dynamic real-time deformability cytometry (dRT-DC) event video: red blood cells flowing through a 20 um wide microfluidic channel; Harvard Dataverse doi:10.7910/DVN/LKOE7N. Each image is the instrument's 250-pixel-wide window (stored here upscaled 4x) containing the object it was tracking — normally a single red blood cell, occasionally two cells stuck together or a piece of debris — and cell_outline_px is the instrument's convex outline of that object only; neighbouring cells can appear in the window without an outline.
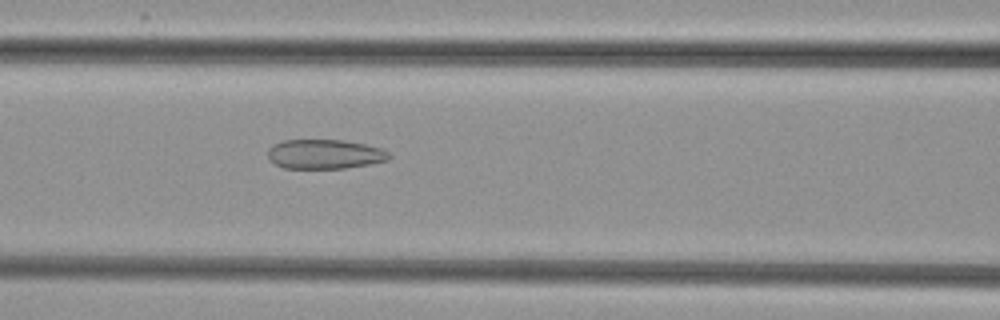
{"species": "common noctule bat (a hibernating species)", "species_latin": "Nyctalus noctula", "temperature_condition": "cold", "stored_images_in_passage": 53, "camera_frame_rate_fps": 3000, "um_per_image_px": 0.085, "animal": {"sex": "female", "body_mass_g": 29.2, "forearm_length_mm": 56.3}, "frame": {"image": 1, "passage_image": 23, "time_ms": 7.333, "image_size_px": [1000, 320], "cell_outline_px": [[392, 156], [388, 160], [368, 164], [344, 168], [284, 168], [276, 164], [268, 156], [268, 148], [272, 144], [284, 140], [344, 140], [364, 144], [380, 148], [388, 152]], "centroid_in_image_um": [27.59, 13.09], "position_along_channel_um": 139.0, "area_um2": 20.69}}
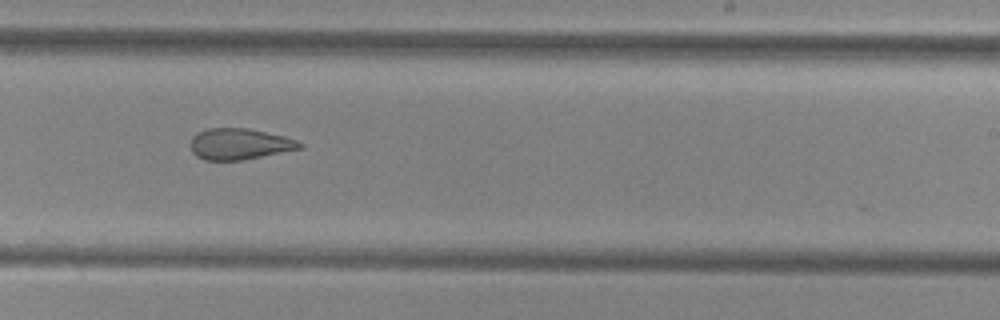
{"frame": {"image": 2, "passage_image": 33, "time_ms": 10.667, "image_size_px": [1000, 320], "cell_outline_px": [[304, 148], [244, 160], [204, 160], [196, 156], [192, 152], [192, 136], [196, 132], [208, 128], [248, 128], [284, 136], [296, 140], [304, 144]], "centroid_in_image_um": [20.38, 12.24], "position_along_channel_um": 268.6, "area_um2": 19.94}}
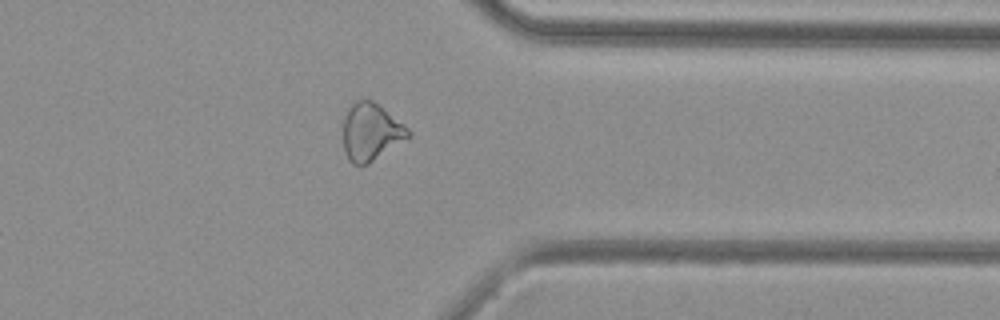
{"frame": {"image": 3, "passage_image": 42, "time_ms": 13.667, "image_size_px": [1000, 320], "cell_outline_px": [[412, 136], [368, 164], [352, 164], [348, 160], [344, 148], [344, 116], [348, 108], [356, 100], [372, 100], [408, 128], [412, 132]], "centroid_in_image_um": [31.54, 11.23], "position_along_channel_um": 379.9, "area_um2": 21.56}}